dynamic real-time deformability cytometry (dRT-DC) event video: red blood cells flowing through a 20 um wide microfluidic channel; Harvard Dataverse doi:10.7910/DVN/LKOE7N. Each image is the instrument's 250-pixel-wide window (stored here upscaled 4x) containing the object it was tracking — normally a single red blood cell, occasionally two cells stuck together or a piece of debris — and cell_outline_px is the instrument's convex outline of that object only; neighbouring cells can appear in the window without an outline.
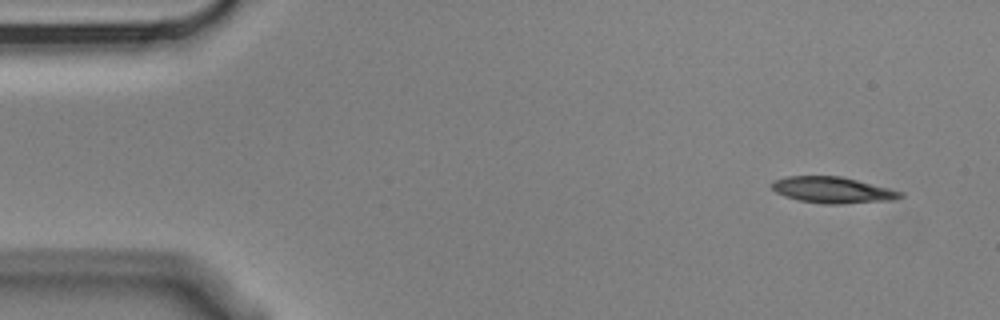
{"species": "Egyptian fruit bat (a non-hibernating species)", "species_latin": "Rousettus aegyptiacus", "temperature_condition": "cold", "stored_images_in_passage": 5, "camera_frame_rate_fps": 3000, "um_per_image_px": 0.085, "animal": {"sex": "male"}, "frame": {"image": 1, "passage_image": 1, "time_ms": 0.0, "image_size_px": [1000, 320], "cell_outline_px": [[904, 196], [896, 200], [840, 204], [824, 204], [800, 200], [784, 196], [776, 192], [772, 188], [772, 180], [788, 176], [840, 176], [904, 192]], "centroid_in_image_um": [70.79, 16.15], "position_along_channel_um": 14.2, "area_um2": 19.59}}
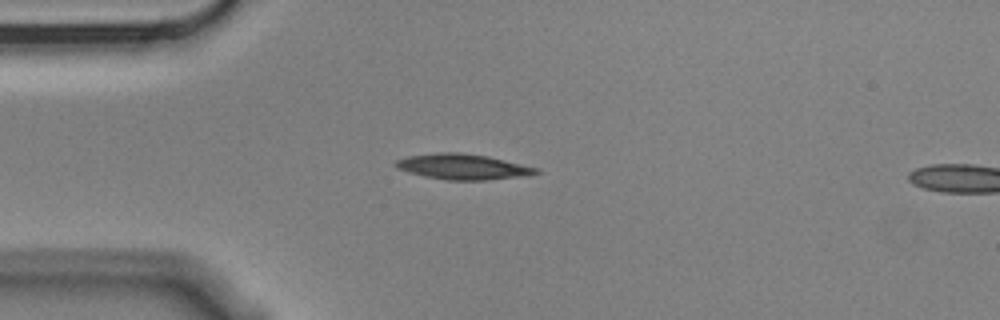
{"frame": {"image": 2, "passage_image": 4, "time_ms": 1.0, "image_size_px": [1000, 320], "cell_outline_px": [[540, 172], [528, 176], [484, 180], [448, 180], [424, 176], [408, 172], [396, 168], [392, 164], [396, 160], [408, 156], [440, 152], [460, 152], [488, 156], [540, 168]], "centroid_in_image_um": [39.36, 14.17], "position_along_channel_um": 45.6, "area_um2": 21.04}}